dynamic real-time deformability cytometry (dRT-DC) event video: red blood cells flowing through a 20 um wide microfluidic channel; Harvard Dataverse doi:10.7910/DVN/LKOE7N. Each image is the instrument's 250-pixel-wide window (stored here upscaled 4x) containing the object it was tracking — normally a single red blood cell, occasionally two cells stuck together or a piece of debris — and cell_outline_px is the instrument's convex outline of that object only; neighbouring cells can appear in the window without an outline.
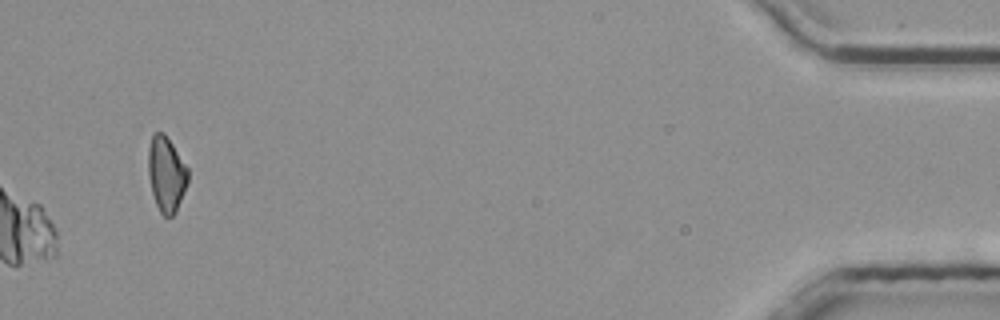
{"species": "common noctule bat (a hibernating species)", "species_latin": "Nyctalus noctula", "temperature_condition": "room temperature", "stored_images_in_passage": 52, "segment_of_instrument_passage": [2, 2], "camera_frame_rate_fps": 3000, "um_per_image_px": 0.085, "animal": {"sex": "male", "body_mass_g": 20.4}, "frame": {"image": 1, "passage_image": 52, "time_ms": 17.0, "image_size_px": [1000, 320], "cell_outline_px": [[188, 180], [176, 212], [172, 216], [164, 216], [160, 212], [156, 204], [152, 192], [148, 176], [148, 148], [152, 136], [156, 132], [164, 132], [188, 168]], "centroid_in_image_um": [14.12, 14.79], "position_along_channel_um": 421.1, "area_um2": 17.28}}